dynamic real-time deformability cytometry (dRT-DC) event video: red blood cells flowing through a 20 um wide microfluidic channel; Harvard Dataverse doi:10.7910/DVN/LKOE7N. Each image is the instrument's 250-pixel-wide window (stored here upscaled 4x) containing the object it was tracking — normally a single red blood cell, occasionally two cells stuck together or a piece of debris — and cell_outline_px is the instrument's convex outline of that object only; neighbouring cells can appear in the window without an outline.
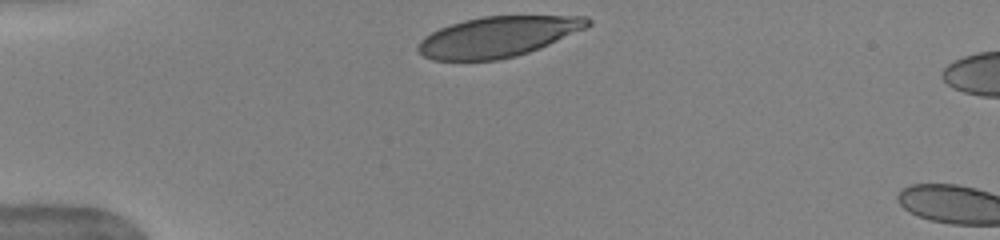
{"species": "human", "species_latin": "Homo sapiens", "temperature_condition": "warm", "stored_images_in_passage": 4, "camera_frame_rate_fps": 3000, "um_per_image_px": 0.085, "donor": {"sex": "female"}, "frame": {"image": 1, "passage_image": 1, "time_ms": 0.0, "image_size_px": [1000, 240], "cell_outline_px": [[592, 24], [584, 28], [540, 48], [516, 56], [496, 60], [432, 60], [424, 56], [416, 48], [420, 40], [424, 36], [440, 28], [464, 20], [484, 16], [588, 16], [592, 20]], "centroid_in_image_um": [42.31, 3.12], "position_along_channel_um": 42.7, "area_um2": 39.71}}